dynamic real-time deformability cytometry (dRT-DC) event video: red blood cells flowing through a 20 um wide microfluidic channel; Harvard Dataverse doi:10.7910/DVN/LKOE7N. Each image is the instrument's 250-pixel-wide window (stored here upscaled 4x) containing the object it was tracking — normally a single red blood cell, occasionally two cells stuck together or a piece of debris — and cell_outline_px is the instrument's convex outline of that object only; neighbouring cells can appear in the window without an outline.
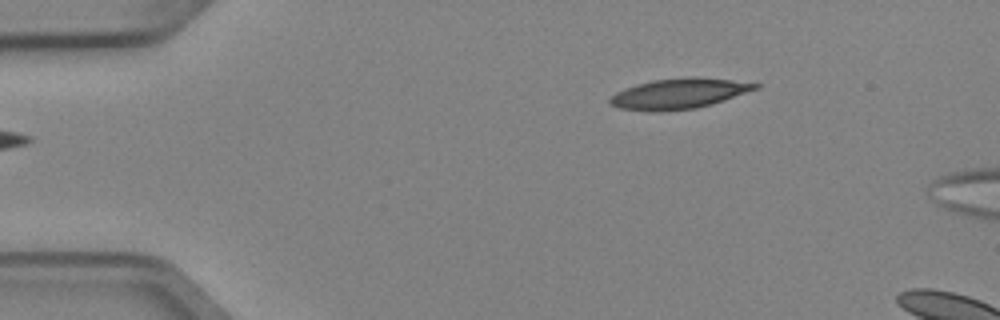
{"species": "Egyptian fruit bat (a non-hibernating species)", "species_latin": "Rousettus aegyptiacus", "temperature_condition": "cold", "stored_images_in_passage": 3, "camera_frame_rate_fps": 3000, "um_per_image_px": 0.085, "animal": {"sex": "female"}, "frame": {"image": 1, "passage_image": 3, "time_ms": 0.667, "image_size_px": [1000, 320], "cell_outline_px": [[760, 88], [712, 104], [696, 108], [652, 112], [620, 108], [608, 104], [608, 100], [616, 92], [624, 88], [636, 84], [652, 80], [688, 76], [696, 76], [732, 80], [760, 84]], "centroid_in_image_um": [57.69, 7.95], "position_along_channel_um": 27.3, "area_um2": 25.89}}